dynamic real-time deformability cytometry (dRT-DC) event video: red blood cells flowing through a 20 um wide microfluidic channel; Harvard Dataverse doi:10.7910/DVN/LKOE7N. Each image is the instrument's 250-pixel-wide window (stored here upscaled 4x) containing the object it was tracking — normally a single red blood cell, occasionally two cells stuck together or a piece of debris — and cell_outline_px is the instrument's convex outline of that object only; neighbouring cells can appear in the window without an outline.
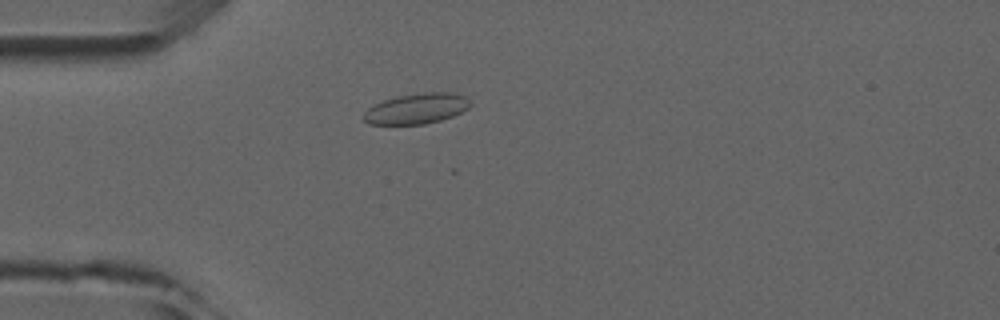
{"species": "common noctule bat (a hibernating species)", "species_latin": "Nyctalus noctula", "temperature_condition": "room temperature", "stored_images_in_passage": 1, "camera_frame_rate_fps": 3000, "um_per_image_px": 0.085, "animal": {"sex": "male", "forearm_length_mm": 52.5}, "frame": {"image": 1, "passage_image": 1, "time_ms": 0.0, "image_size_px": [1000, 320], "cell_outline_px": [[472, 104], [468, 108], [452, 116], [440, 120], [424, 124], [368, 124], [364, 120], [364, 112], [368, 108], [384, 100], [400, 96], [424, 92], [452, 92], [464, 96]], "centroid_in_image_um": [35.42, 9.23], "position_along_channel_um": 49.6, "area_um2": 18.67}}